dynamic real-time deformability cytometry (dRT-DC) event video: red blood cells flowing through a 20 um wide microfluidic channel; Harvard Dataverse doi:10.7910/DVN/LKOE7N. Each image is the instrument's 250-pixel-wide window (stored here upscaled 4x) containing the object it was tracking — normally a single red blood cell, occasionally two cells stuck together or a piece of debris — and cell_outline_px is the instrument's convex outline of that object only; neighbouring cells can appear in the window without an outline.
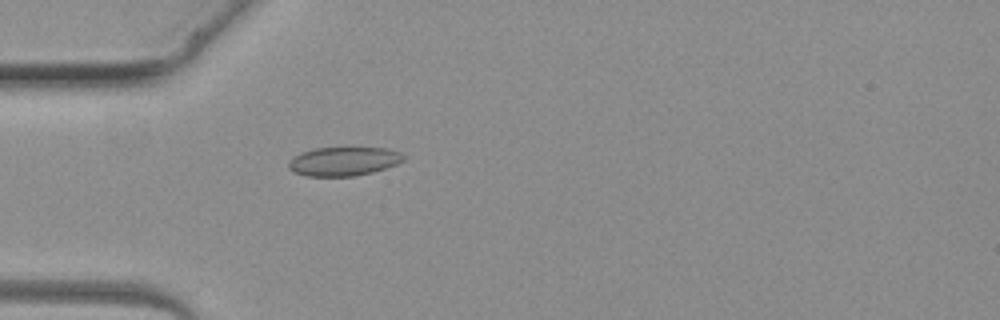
{"species": "common noctule bat (a hibernating species)", "species_latin": "Nyctalus noctula", "temperature_condition": "warm", "stored_images_in_passage": 3, "camera_frame_rate_fps": 3000, "um_per_image_px": 0.085, "animal": {"sex": "female", "body_mass_g": 19.3, "forearm_length_mm": 54.1}, "frame": {"image": 1, "passage_image": 3, "time_ms": 2.333, "image_size_px": [1000, 320], "cell_outline_px": [[408, 156], [404, 160], [396, 164], [372, 172], [352, 176], [304, 176], [292, 172], [288, 168], [288, 160], [300, 152], [312, 148], [388, 148], [400, 152]], "centroid_in_image_um": [29.17, 13.71], "position_along_channel_um": 55.8, "area_um2": 19.54}}